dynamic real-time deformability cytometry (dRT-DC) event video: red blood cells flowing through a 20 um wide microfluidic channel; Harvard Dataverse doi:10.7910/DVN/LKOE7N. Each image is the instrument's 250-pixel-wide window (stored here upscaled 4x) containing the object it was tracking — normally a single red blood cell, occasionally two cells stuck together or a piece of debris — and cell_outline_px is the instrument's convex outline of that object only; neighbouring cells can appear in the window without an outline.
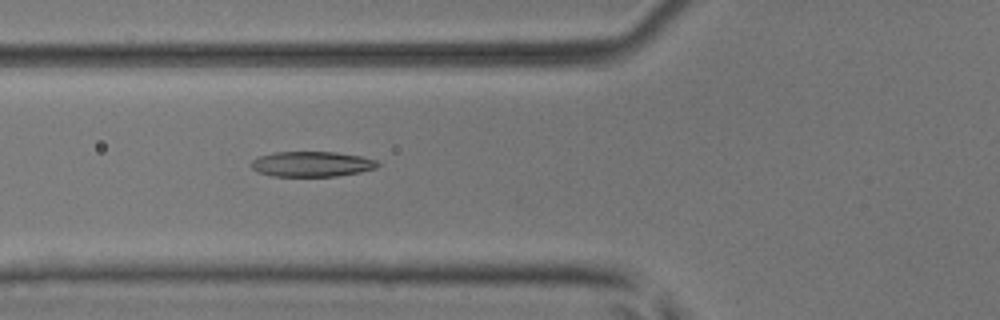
{"species": "common noctule bat (a hibernating species)", "species_latin": "Nyctalus noctula", "temperature_condition": "room temperature", "stored_images_in_passage": 3, "camera_frame_rate_fps": 3000, "um_per_image_px": 0.085, "animal": {"sex": "male", "body_mass_g": 17.9, "forearm_length_mm": 54.2}, "frame": {"image": 1, "passage_image": 3, "time_ms": 0.667, "image_size_px": [1000, 320], "cell_outline_px": [[380, 164], [376, 168], [360, 172], [336, 176], [272, 176], [256, 172], [248, 164], [252, 160], [260, 156], [272, 152], [336, 152], [360, 156], [376, 160]], "centroid_in_image_um": [26.46, 13.94], "position_along_channel_um": 99.3, "area_um2": 18.73}}